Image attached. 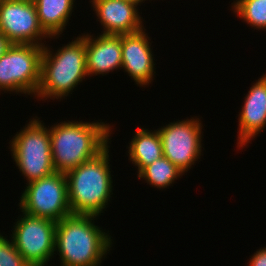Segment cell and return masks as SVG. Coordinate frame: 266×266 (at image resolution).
Returning a JSON list of instances; mask_svg holds the SVG:
<instances>
[{"label": "cell", "instance_id": "obj_19", "mask_svg": "<svg viewBox=\"0 0 266 266\" xmlns=\"http://www.w3.org/2000/svg\"><path fill=\"white\" fill-rule=\"evenodd\" d=\"M0 266H31L15 248L13 240H8L1 234Z\"/></svg>", "mask_w": 266, "mask_h": 266}, {"label": "cell", "instance_id": "obj_8", "mask_svg": "<svg viewBox=\"0 0 266 266\" xmlns=\"http://www.w3.org/2000/svg\"><path fill=\"white\" fill-rule=\"evenodd\" d=\"M57 222L23 212L12 232L15 248L31 266H45L55 254Z\"/></svg>", "mask_w": 266, "mask_h": 266}, {"label": "cell", "instance_id": "obj_13", "mask_svg": "<svg viewBox=\"0 0 266 266\" xmlns=\"http://www.w3.org/2000/svg\"><path fill=\"white\" fill-rule=\"evenodd\" d=\"M239 113L238 148L246 146L266 126V74L253 83Z\"/></svg>", "mask_w": 266, "mask_h": 266}, {"label": "cell", "instance_id": "obj_22", "mask_svg": "<svg viewBox=\"0 0 266 266\" xmlns=\"http://www.w3.org/2000/svg\"><path fill=\"white\" fill-rule=\"evenodd\" d=\"M131 2H136L138 5H140L145 0H129ZM140 3V4H139Z\"/></svg>", "mask_w": 266, "mask_h": 266}, {"label": "cell", "instance_id": "obj_20", "mask_svg": "<svg viewBox=\"0 0 266 266\" xmlns=\"http://www.w3.org/2000/svg\"><path fill=\"white\" fill-rule=\"evenodd\" d=\"M249 266H266V247L260 248L250 258Z\"/></svg>", "mask_w": 266, "mask_h": 266}, {"label": "cell", "instance_id": "obj_17", "mask_svg": "<svg viewBox=\"0 0 266 266\" xmlns=\"http://www.w3.org/2000/svg\"><path fill=\"white\" fill-rule=\"evenodd\" d=\"M183 174L169 159L163 156L161 159H157L152 164L144 167L138 173V178H143L148 184L156 188L164 189Z\"/></svg>", "mask_w": 266, "mask_h": 266}, {"label": "cell", "instance_id": "obj_21", "mask_svg": "<svg viewBox=\"0 0 266 266\" xmlns=\"http://www.w3.org/2000/svg\"><path fill=\"white\" fill-rule=\"evenodd\" d=\"M12 43L0 32V57L10 48Z\"/></svg>", "mask_w": 266, "mask_h": 266}, {"label": "cell", "instance_id": "obj_10", "mask_svg": "<svg viewBox=\"0 0 266 266\" xmlns=\"http://www.w3.org/2000/svg\"><path fill=\"white\" fill-rule=\"evenodd\" d=\"M0 32L12 44L44 46L43 38H50L39 23L34 3L24 0H0Z\"/></svg>", "mask_w": 266, "mask_h": 266}, {"label": "cell", "instance_id": "obj_23", "mask_svg": "<svg viewBox=\"0 0 266 266\" xmlns=\"http://www.w3.org/2000/svg\"><path fill=\"white\" fill-rule=\"evenodd\" d=\"M24 1H27V2H35L36 0H24Z\"/></svg>", "mask_w": 266, "mask_h": 266}, {"label": "cell", "instance_id": "obj_9", "mask_svg": "<svg viewBox=\"0 0 266 266\" xmlns=\"http://www.w3.org/2000/svg\"><path fill=\"white\" fill-rule=\"evenodd\" d=\"M199 118L178 120L158 128L163 156L184 174L191 169L202 152V124Z\"/></svg>", "mask_w": 266, "mask_h": 266}, {"label": "cell", "instance_id": "obj_2", "mask_svg": "<svg viewBox=\"0 0 266 266\" xmlns=\"http://www.w3.org/2000/svg\"><path fill=\"white\" fill-rule=\"evenodd\" d=\"M97 217L70 214L57 221L55 251L59 252L61 266L101 265L107 251L111 250L113 240L110 233L94 224Z\"/></svg>", "mask_w": 266, "mask_h": 266}, {"label": "cell", "instance_id": "obj_18", "mask_svg": "<svg viewBox=\"0 0 266 266\" xmlns=\"http://www.w3.org/2000/svg\"><path fill=\"white\" fill-rule=\"evenodd\" d=\"M232 9L254 29L266 30V0H236Z\"/></svg>", "mask_w": 266, "mask_h": 266}, {"label": "cell", "instance_id": "obj_12", "mask_svg": "<svg viewBox=\"0 0 266 266\" xmlns=\"http://www.w3.org/2000/svg\"><path fill=\"white\" fill-rule=\"evenodd\" d=\"M91 2L98 21L104 28L101 34H130L145 28L136 2L129 0H91Z\"/></svg>", "mask_w": 266, "mask_h": 266}, {"label": "cell", "instance_id": "obj_4", "mask_svg": "<svg viewBox=\"0 0 266 266\" xmlns=\"http://www.w3.org/2000/svg\"><path fill=\"white\" fill-rule=\"evenodd\" d=\"M87 76L84 34L60 47L54 55L44 45L36 98H65Z\"/></svg>", "mask_w": 266, "mask_h": 266}, {"label": "cell", "instance_id": "obj_11", "mask_svg": "<svg viewBox=\"0 0 266 266\" xmlns=\"http://www.w3.org/2000/svg\"><path fill=\"white\" fill-rule=\"evenodd\" d=\"M145 31L143 28L135 33L121 34L122 68L143 87L153 81L156 73L151 43L148 42L151 39Z\"/></svg>", "mask_w": 266, "mask_h": 266}, {"label": "cell", "instance_id": "obj_1", "mask_svg": "<svg viewBox=\"0 0 266 266\" xmlns=\"http://www.w3.org/2000/svg\"><path fill=\"white\" fill-rule=\"evenodd\" d=\"M110 128L101 121H64L51 126L49 133L55 171L65 174L100 154L109 144Z\"/></svg>", "mask_w": 266, "mask_h": 266}, {"label": "cell", "instance_id": "obj_15", "mask_svg": "<svg viewBox=\"0 0 266 266\" xmlns=\"http://www.w3.org/2000/svg\"><path fill=\"white\" fill-rule=\"evenodd\" d=\"M75 0H36L34 2L39 23L52 39L63 33L72 16ZM62 32V33H61Z\"/></svg>", "mask_w": 266, "mask_h": 266}, {"label": "cell", "instance_id": "obj_5", "mask_svg": "<svg viewBox=\"0 0 266 266\" xmlns=\"http://www.w3.org/2000/svg\"><path fill=\"white\" fill-rule=\"evenodd\" d=\"M35 118L10 141L13 160L27 183L56 172L52 163L49 129L37 116Z\"/></svg>", "mask_w": 266, "mask_h": 266}, {"label": "cell", "instance_id": "obj_16", "mask_svg": "<svg viewBox=\"0 0 266 266\" xmlns=\"http://www.w3.org/2000/svg\"><path fill=\"white\" fill-rule=\"evenodd\" d=\"M129 160L138 167V173L146 166L163 157L158 129L150 131L138 128L128 147Z\"/></svg>", "mask_w": 266, "mask_h": 266}, {"label": "cell", "instance_id": "obj_7", "mask_svg": "<svg viewBox=\"0 0 266 266\" xmlns=\"http://www.w3.org/2000/svg\"><path fill=\"white\" fill-rule=\"evenodd\" d=\"M26 185L18 204L21 212L56 222L72 214L64 173L54 172Z\"/></svg>", "mask_w": 266, "mask_h": 266}, {"label": "cell", "instance_id": "obj_14", "mask_svg": "<svg viewBox=\"0 0 266 266\" xmlns=\"http://www.w3.org/2000/svg\"><path fill=\"white\" fill-rule=\"evenodd\" d=\"M85 34L86 69L88 76L102 74L122 67L121 35L101 34L93 38Z\"/></svg>", "mask_w": 266, "mask_h": 266}, {"label": "cell", "instance_id": "obj_3", "mask_svg": "<svg viewBox=\"0 0 266 266\" xmlns=\"http://www.w3.org/2000/svg\"><path fill=\"white\" fill-rule=\"evenodd\" d=\"M108 148L65 173L72 214L99 216L108 205L113 194Z\"/></svg>", "mask_w": 266, "mask_h": 266}, {"label": "cell", "instance_id": "obj_6", "mask_svg": "<svg viewBox=\"0 0 266 266\" xmlns=\"http://www.w3.org/2000/svg\"><path fill=\"white\" fill-rule=\"evenodd\" d=\"M43 48L34 44H12L0 57V90L36 96Z\"/></svg>", "mask_w": 266, "mask_h": 266}]
</instances>
